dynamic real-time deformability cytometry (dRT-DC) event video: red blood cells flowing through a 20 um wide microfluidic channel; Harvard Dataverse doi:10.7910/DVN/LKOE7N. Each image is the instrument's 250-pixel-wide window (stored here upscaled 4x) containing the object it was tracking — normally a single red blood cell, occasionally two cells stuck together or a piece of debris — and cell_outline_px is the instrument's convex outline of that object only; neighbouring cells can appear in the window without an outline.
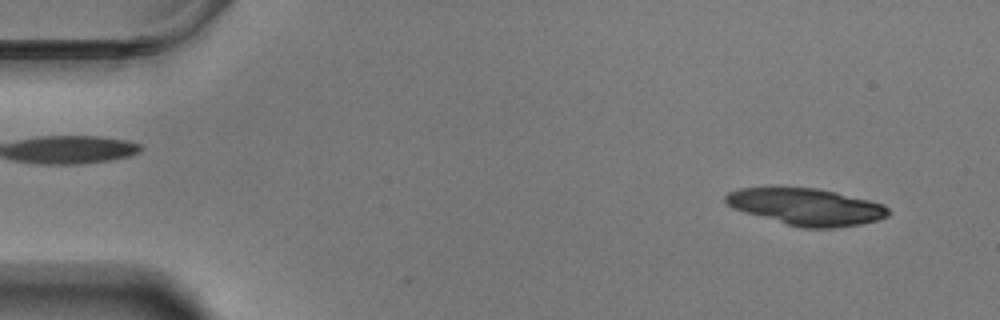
{"species": "Egyptian fruit bat (a non-hibernating species)", "species_latin": "Rousettus aegyptiacus", "temperature_condition": "warm", "stored_images_in_passage": 57, "camera_frame_rate_fps": 3000, "um_per_image_px": 0.085, "animal": {"sex": "male"}, "frame": {"image": 1, "passage_image": 4, "time_ms": 1.0, "image_size_px": [1000, 320], "cell_outline_px": [[892, 212], [888, 216], [880, 220], [860, 224], [832, 228], [804, 228], [788, 224], [744, 212], [732, 208], [724, 200], [724, 196], [728, 192], [740, 188], [820, 188], [884, 204]], "centroid_in_image_um": [68.57, 17.58], "position_along_channel_um": 16.4, "area_um2": 34.74}}
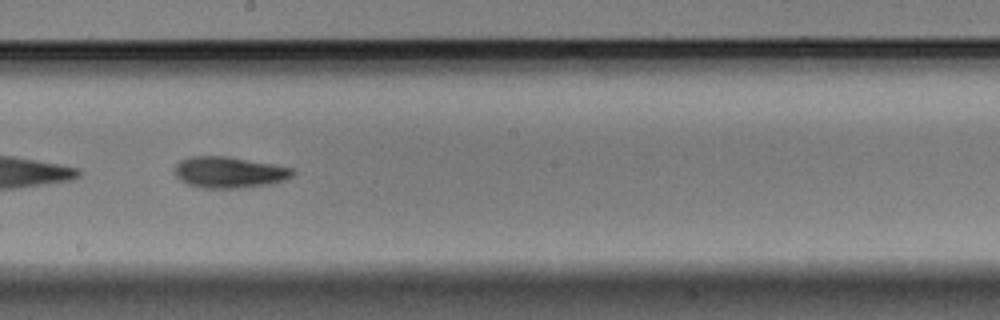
{"frame": {"image": 2, "passage_image": 32, "time_ms": 10.333, "image_size_px": [1000, 320], "cell_outline_px": [[296, 172], [292, 176], [284, 180], [272, 184], [244, 188], [200, 188], [188, 184], [180, 180], [176, 176], [176, 164], [180, 160], [192, 156], [228, 156], [272, 164], [292, 168]], "centroid_in_image_um": [19.5, 14.65], "position_along_channel_um": 228.7, "area_um2": 21.56}}
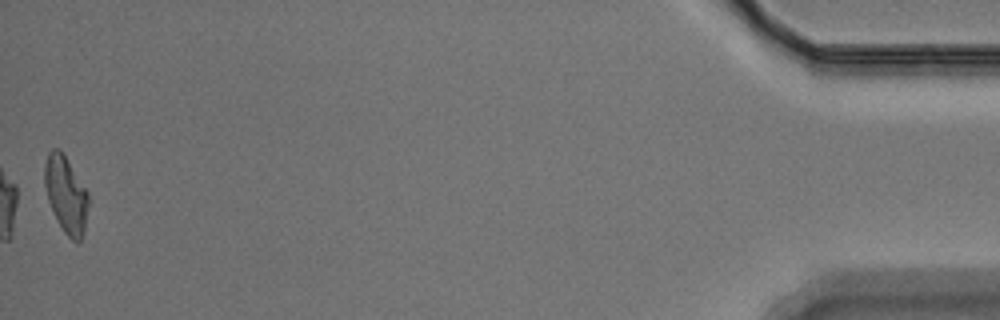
{"frame": {"image": 3, "passage_image": 57, "time_ms": 18.667, "image_size_px": [1000, 320], "cell_outline_px": [[88, 204], [84, 232], [80, 240], [76, 244], [64, 232], [48, 200], [44, 184], [44, 164], [48, 152], [52, 148], [60, 148], [64, 152], [88, 192]], "centroid_in_image_um": [5.6, 16.47], "position_along_channel_um": 429.6, "area_um2": 19.65}, "authors_computed_cell_mechanics": {"area_um2": 21.386, "velocity_mm_per_s": 3.5112, "shape_relaxation_time_tau1_ms": 3.4547, "shape_relaxation_time_tau2_ms": 7.0666, "deformation_change_tau1": 0.1535, "deformation_change_tau2": 0.1563}}